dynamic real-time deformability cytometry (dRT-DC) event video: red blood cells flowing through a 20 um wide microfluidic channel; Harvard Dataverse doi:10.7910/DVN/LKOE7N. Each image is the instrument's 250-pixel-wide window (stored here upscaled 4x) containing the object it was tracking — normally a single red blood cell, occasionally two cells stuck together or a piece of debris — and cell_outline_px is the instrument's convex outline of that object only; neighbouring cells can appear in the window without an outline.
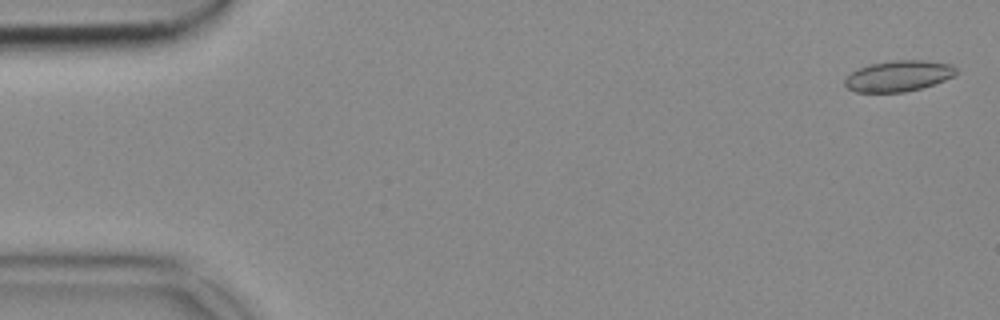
{"species": "common noctule bat (a hibernating species)", "species_latin": "Nyctalus noctula", "temperature_condition": "cold", "stored_images_in_passage": 54, "camera_frame_rate_fps": 3000, "um_per_image_px": 0.085, "animal": {"sex": "female", "body_mass_g": 18.4}, "frame": {"image": 1, "passage_image": 2, "time_ms": 0.333, "image_size_px": [1000, 320], "cell_outline_px": [[956, 72], [952, 76], [944, 80], [920, 88], [904, 92], [856, 92], [848, 88], [844, 84], [844, 80], [852, 72], [860, 68], [872, 64], [892, 60], [924, 60], [952, 64], [956, 68]], "centroid_in_image_um": [76.37, 6.45], "position_along_channel_um": 8.6, "area_um2": 19.77}}
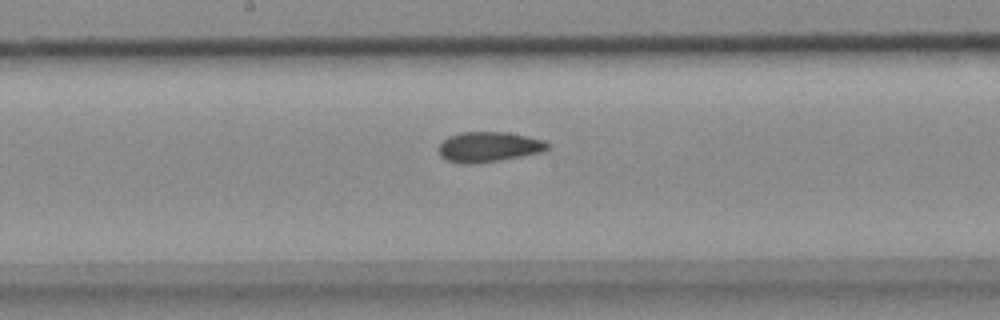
{"frame": {"image": 2, "passage_image": 28, "time_ms": 9.0, "image_size_px": [1000, 320], "cell_outline_px": [[552, 144], [544, 152], [500, 160], [476, 164], [460, 164], [448, 160], [440, 156], [436, 148], [448, 136], [460, 132], [508, 132], [528, 136], [544, 140]], "centroid_in_image_um": [41.55, 12.49], "position_along_channel_um": 206.7, "area_um2": 19.54}}
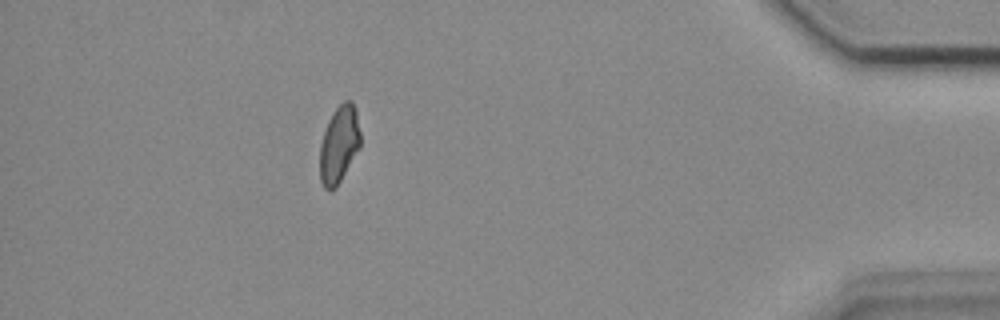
{"frame": {"image": 3, "passage_image": 48, "time_ms": 15.667, "image_size_px": [1000, 320], "cell_outline_px": [[360, 148], [336, 188], [324, 188], [320, 180], [320, 144], [328, 120], [332, 112], [344, 100], [352, 100], [356, 108], [360, 132]], "centroid_in_image_um": [28.83, 12.24], "position_along_channel_um": 406.4, "area_um2": 18.32}}